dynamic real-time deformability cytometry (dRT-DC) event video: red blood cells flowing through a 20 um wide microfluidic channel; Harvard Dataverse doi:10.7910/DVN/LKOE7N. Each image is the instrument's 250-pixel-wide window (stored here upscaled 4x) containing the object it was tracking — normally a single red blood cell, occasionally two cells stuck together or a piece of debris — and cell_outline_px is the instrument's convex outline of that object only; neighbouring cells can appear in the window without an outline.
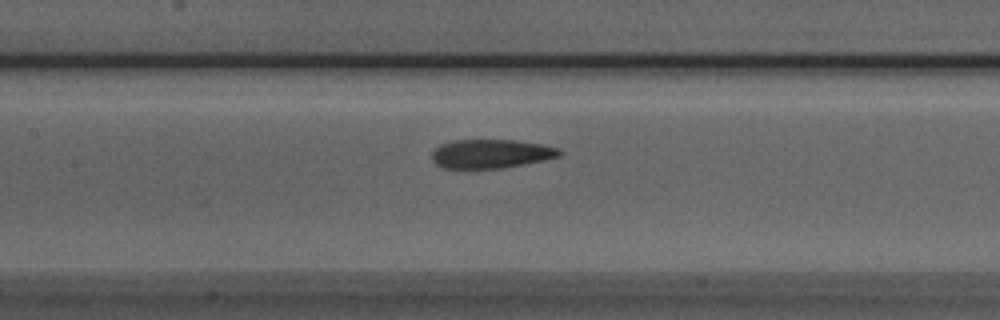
{"species": "Egyptian fruit bat (a non-hibernating species)", "species_latin": "Rousettus aegyptiacus", "temperature_condition": "room temperature", "stored_images_in_passage": 28, "camera_frame_rate_fps": 3000, "um_per_image_px": 0.085, "animal": {"sex": "male"}, "frame": {"image": 1, "passage_image": 9, "time_ms": 2.667, "image_size_px": [1000, 320], "cell_outline_px": [[564, 152], [560, 156], [544, 160], [524, 164], [500, 168], [444, 168], [436, 164], [432, 160], [432, 152], [440, 144], [456, 140], [516, 140], [544, 144], [560, 148]], "centroid_in_image_um": [41.78, 13.06], "position_along_channel_um": 165.6, "area_um2": 21.56}}
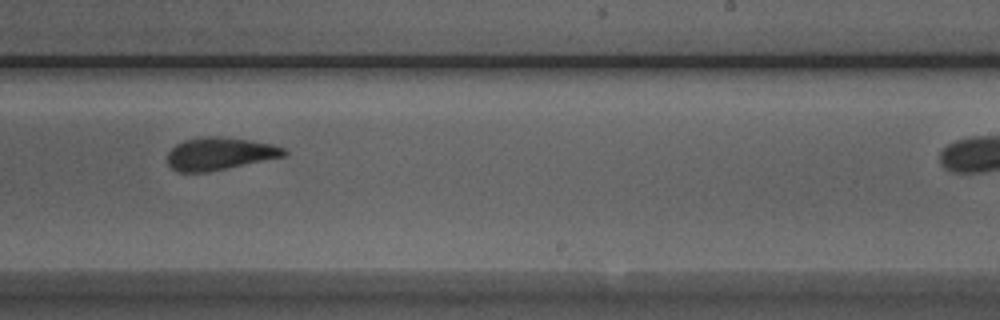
{"frame": {"image": 2, "passage_image": 17, "time_ms": 5.333, "image_size_px": [1000, 320], "cell_outline_px": [[288, 152], [284, 156], [208, 172], [176, 172], [168, 164], [168, 152], [176, 144], [184, 140], [208, 136], [220, 136], [248, 140], [272, 144], [284, 148]], "centroid_in_image_um": [18.65, 13.06], "position_along_channel_um": 270.4, "area_um2": 21.96}}
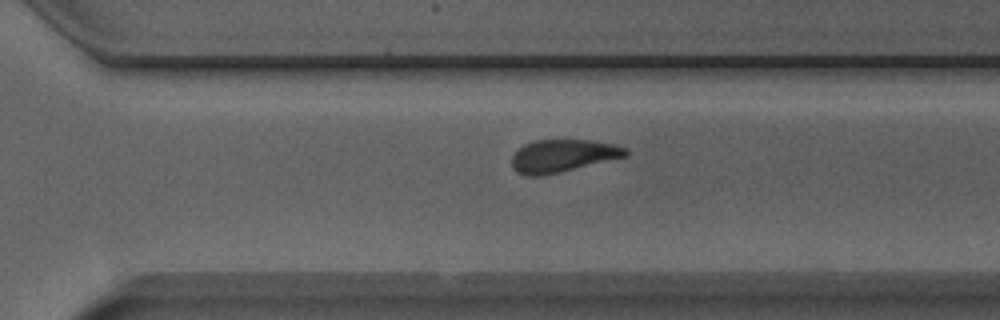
{"frame": {"image": 3, "passage_image": 21, "time_ms": 6.667, "image_size_px": [1000, 320], "cell_outline_px": [[628, 156], [560, 172], [540, 176], [528, 176], [512, 168], [512, 156], [524, 144], [536, 140], [592, 140], [612, 144], [624, 148], [628, 152]], "centroid_in_image_um": [47.83, 13.24], "position_along_channel_um": 322.8, "area_um2": 21.39}}